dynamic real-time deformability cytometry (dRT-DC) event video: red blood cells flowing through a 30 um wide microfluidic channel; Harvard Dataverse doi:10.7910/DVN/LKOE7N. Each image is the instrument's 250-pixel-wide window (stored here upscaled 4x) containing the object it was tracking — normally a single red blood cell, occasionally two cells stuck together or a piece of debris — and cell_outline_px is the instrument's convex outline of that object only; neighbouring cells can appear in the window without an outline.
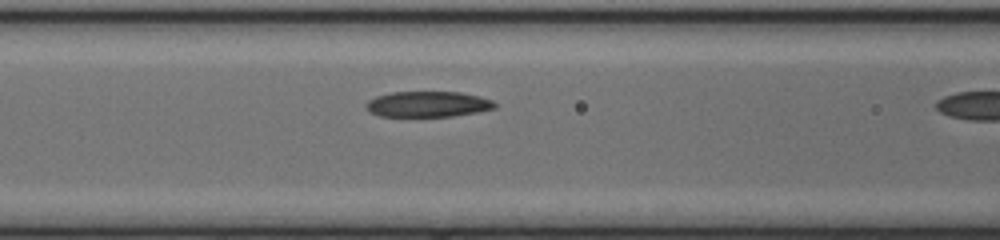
{"species": "common noctule bat (a hibernating species)", "species_latin": "Nyctalus noctula", "temperature_condition": "cold", "stored_images_in_passage": 11, "camera_frame_rate_fps": 3000, "um_per_image_px": 0.085, "animal": {"sex": "female", "body_mass_g": 17.0, "forearm_length_mm": 48.0}, "frame": {"image": 1, "passage_image": 10, "time_ms": 3.0, "image_size_px": [1000, 240], "cell_outline_px": [[496, 108], [476, 112], [452, 116], [380, 116], [372, 112], [364, 104], [368, 100], [376, 96], [392, 92], [460, 92], [480, 96], [492, 100], [496, 104]], "centroid_in_image_um": [36.38, 8.84], "position_along_channel_um": 130.2, "area_um2": 19.13}}